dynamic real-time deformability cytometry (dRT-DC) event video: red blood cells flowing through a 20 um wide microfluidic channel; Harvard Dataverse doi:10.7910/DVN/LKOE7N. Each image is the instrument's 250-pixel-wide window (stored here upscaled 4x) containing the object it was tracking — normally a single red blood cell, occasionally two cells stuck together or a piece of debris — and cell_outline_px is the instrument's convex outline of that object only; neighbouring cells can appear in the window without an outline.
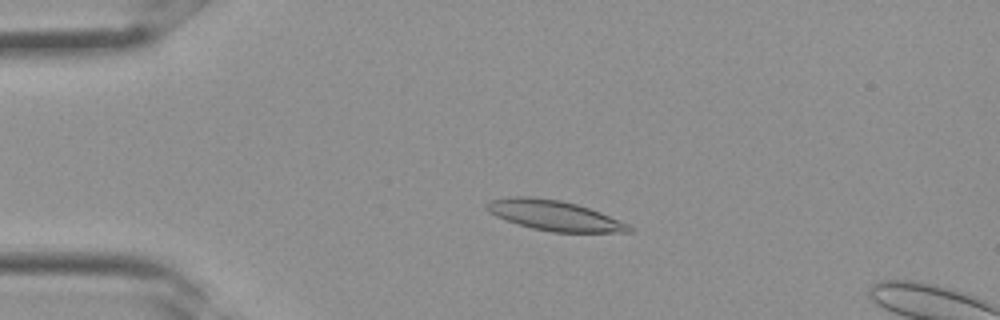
{"species": "Egyptian fruit bat (a non-hibernating species)", "species_latin": "Rousettus aegyptiacus", "temperature_condition": "room temperature", "stored_images_in_passage": 4, "camera_frame_rate_fps": 3000, "um_per_image_px": 0.085, "frame": {"image": 1, "passage_image": 1, "time_ms": 0.0, "image_size_px": [1000, 320], "cell_outline_px": [[636, 228], [632, 232], [552, 232], [532, 228], [496, 216], [488, 212], [484, 208], [484, 204], [488, 200], [512, 196], [532, 196], [560, 200], [576, 204], [600, 212], [628, 224]], "centroid_in_image_um": [47.09, 18.3], "position_along_channel_um": 37.9, "area_um2": 25.03}}